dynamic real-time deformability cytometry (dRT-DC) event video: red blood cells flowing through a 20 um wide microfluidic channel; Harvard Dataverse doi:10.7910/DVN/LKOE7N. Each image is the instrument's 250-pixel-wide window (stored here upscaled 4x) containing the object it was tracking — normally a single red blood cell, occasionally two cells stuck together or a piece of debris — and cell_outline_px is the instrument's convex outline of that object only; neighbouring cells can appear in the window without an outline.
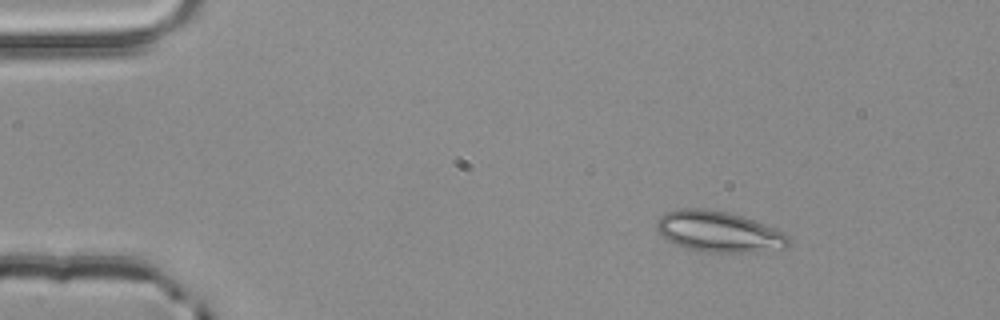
{"species": "common noctule bat (a hibernating species)", "species_latin": "Nyctalus noctula", "temperature_condition": "room temperature", "stored_images_in_passage": 3, "camera_frame_rate_fps": 3000, "um_per_image_px": 0.085, "animal": {"sex": "male", "body_mass_g": 20.4}, "frame": {"image": 1, "passage_image": 1, "time_ms": 0.0, "image_size_px": [1000, 320], "cell_outline_px": [[788, 244], [784, 248], [764, 252], [704, 252], [688, 248], [676, 244], [668, 240], [656, 228], [656, 220], [664, 212], [676, 208], [704, 208], [728, 212], [776, 228], [788, 236]], "centroid_in_image_um": [61.07, 19.68], "position_along_channel_um": 23.9, "area_um2": 31.39}}